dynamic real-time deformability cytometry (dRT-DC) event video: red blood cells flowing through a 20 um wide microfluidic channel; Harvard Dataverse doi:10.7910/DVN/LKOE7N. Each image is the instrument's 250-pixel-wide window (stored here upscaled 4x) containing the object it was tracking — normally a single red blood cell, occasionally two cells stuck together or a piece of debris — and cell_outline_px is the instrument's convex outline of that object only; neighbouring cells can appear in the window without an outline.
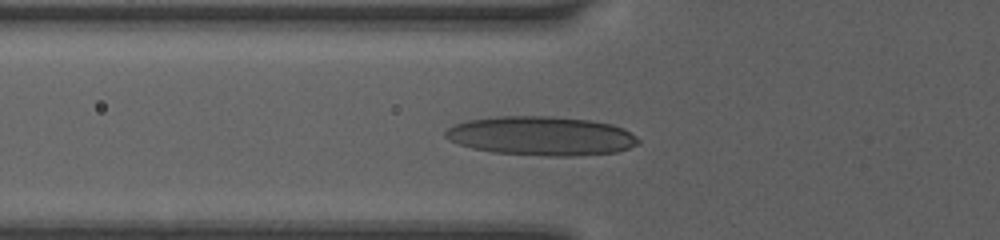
{"species": "human", "species_latin": "Homo sapiens", "temperature_condition": "room temperature", "stored_images_in_passage": 7, "camera_frame_rate_fps": 3000, "um_per_image_px": 0.085, "donor": {"sex": "female"}, "frame": {"image": 1, "passage_image": 2, "time_ms": 0.333, "image_size_px": [1000, 240], "cell_outline_px": [[640, 144], [616, 152], [572, 156], [548, 156], [492, 152], [472, 148], [460, 144], [444, 136], [444, 132], [452, 124], [464, 120], [496, 116], [552, 116], [588, 120], [612, 124], [624, 128], [636, 136], [640, 140]], "centroid_in_image_um": [46.0, 11.54], "position_along_channel_um": 79.8, "area_um2": 44.1}}